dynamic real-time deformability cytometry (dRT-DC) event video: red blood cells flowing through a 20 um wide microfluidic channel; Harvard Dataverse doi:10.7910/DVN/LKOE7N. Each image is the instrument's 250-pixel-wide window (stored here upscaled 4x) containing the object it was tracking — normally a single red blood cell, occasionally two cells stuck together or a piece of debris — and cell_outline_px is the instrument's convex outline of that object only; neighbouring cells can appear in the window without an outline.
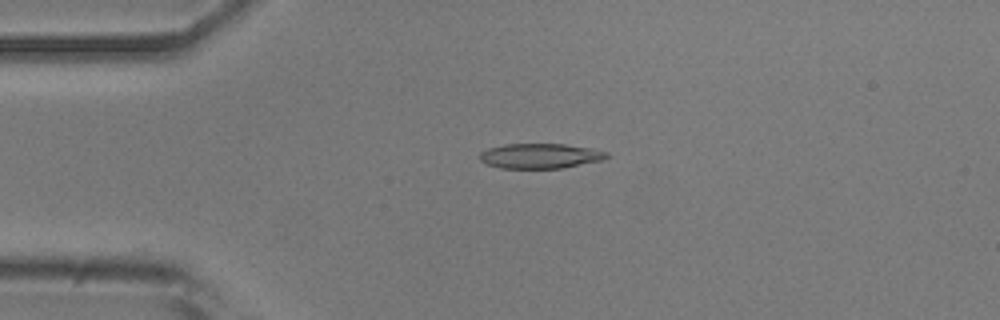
{"species": "common noctule bat (a hibernating species)", "species_latin": "Nyctalus noctula", "temperature_condition": "room temperature", "stored_images_in_passage": 42, "camera_frame_rate_fps": 3000, "um_per_image_px": 0.085, "animal": {"sex": "male", "body_mass_g": 20.5, "forearm_length_mm": 52.5}, "frame": {"image": 1, "passage_image": 1, "time_ms": 0.0, "image_size_px": [1000, 320], "cell_outline_px": [[608, 156], [604, 160], [564, 168], [500, 168], [488, 164], [480, 160], [480, 152], [488, 148], [504, 144], [564, 144], [592, 148], [608, 152]], "centroid_in_image_um": [45.95, 13.25], "position_along_channel_um": 39.1, "area_um2": 18.55}}
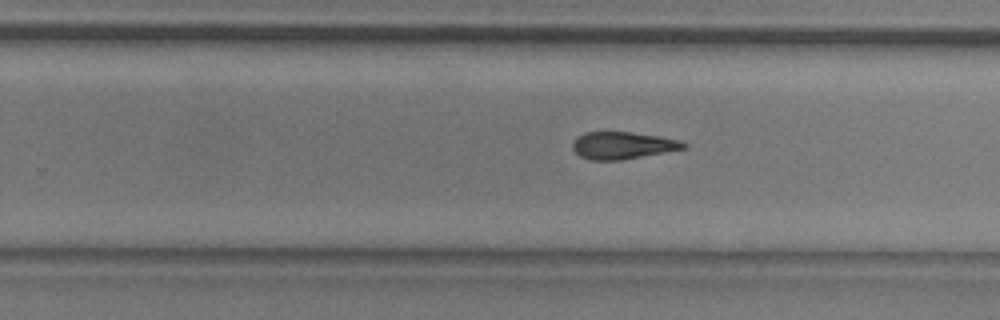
{"frame": {"image": 2, "passage_image": 22, "time_ms": 7.0, "image_size_px": [1000, 320], "cell_outline_px": [[688, 148], [620, 160], [592, 160], [580, 156], [572, 148], [572, 144], [576, 136], [584, 132], [632, 132], [660, 136], [680, 140], [688, 144]], "centroid_in_image_um": [52.94, 12.35], "position_along_channel_um": 276.9, "area_um2": 17.69}}
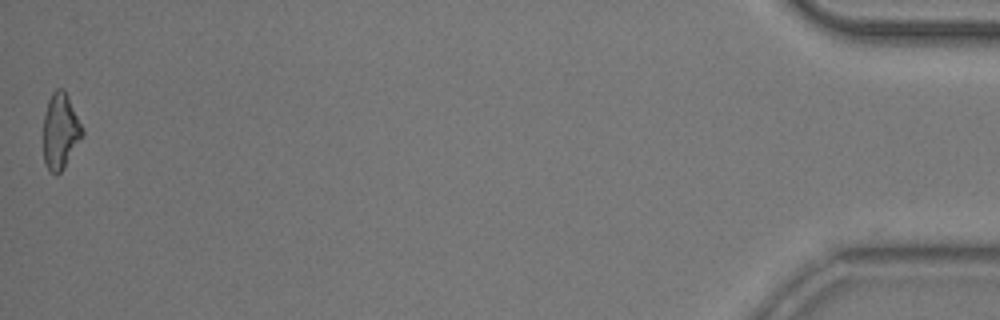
{"frame": {"image": 3, "passage_image": 42, "time_ms": 13.667, "image_size_px": [1000, 320], "cell_outline_px": [[84, 132], [64, 168], [56, 176], [44, 164], [44, 116], [48, 100], [52, 92], [56, 88], [64, 88], [84, 128]], "centroid_in_image_um": [5.14, 11.12], "position_along_channel_um": 430.1, "area_um2": 17.17}, "authors_computed_cell_mechanics": {"area_um2": 18.0336, "velocity_mm_per_s": 3.7605, "shape_relaxation_time_tau1_ms": 6.3212, "shape_relaxation_time_tau2_ms": 9.4462, "deformation_change_tau1": 0.1589, "deformation_change_tau2": 0.2399}}